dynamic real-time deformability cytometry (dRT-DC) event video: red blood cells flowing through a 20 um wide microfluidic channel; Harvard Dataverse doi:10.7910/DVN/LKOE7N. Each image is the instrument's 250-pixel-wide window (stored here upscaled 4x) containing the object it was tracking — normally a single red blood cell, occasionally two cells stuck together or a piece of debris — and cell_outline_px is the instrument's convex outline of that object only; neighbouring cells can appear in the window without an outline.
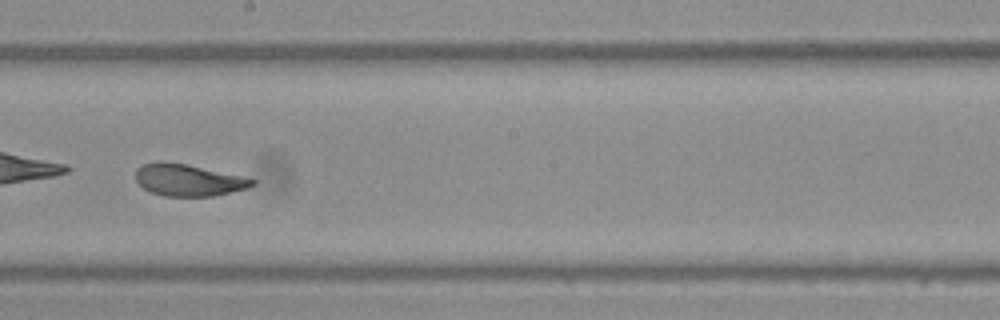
{"species": "Egyptian fruit bat (a non-hibernating species)", "species_latin": "Rousettus aegyptiacus", "temperature_condition": "warm", "stored_images_in_passage": 53, "camera_frame_rate_fps": 3000, "um_per_image_px": 0.085, "frame": {"image": 1, "passage_image": 31, "time_ms": 10.0, "image_size_px": [1000, 320], "cell_outline_px": [[256, 184], [248, 188], [212, 196], [164, 196], [152, 192], [144, 188], [136, 180], [136, 168], [144, 164], [156, 160], [160, 160], [188, 164], [244, 176], [256, 180]], "centroid_in_image_um": [16.02, 15.28], "position_along_channel_um": 232.2, "area_um2": 21.85}, "authors_computed_cell_mechanics": {"area_um2": 23.6402, "velocity_mm_per_s": 3.8084, "shape_relaxation_time_tau1_ms": 2.269, "shape_relaxation_time_tau2_ms": 1.4926, "deformation_change_tau1": 0.2705, "deformation_change_tau2": 0.0897}}